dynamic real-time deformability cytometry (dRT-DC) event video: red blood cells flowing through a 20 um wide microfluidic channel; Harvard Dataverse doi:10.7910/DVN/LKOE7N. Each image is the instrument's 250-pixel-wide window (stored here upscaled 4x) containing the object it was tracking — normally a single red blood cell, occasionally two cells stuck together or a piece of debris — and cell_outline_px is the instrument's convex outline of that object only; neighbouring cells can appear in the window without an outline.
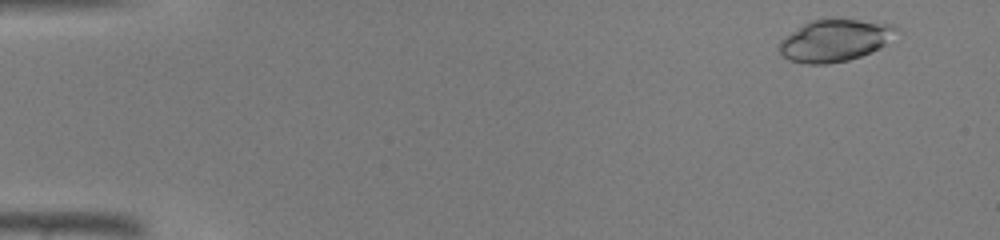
{"species": "common noctule bat (a hibernating species)", "species_latin": "Nyctalus noctula", "temperature_condition": "warm", "stored_images_in_passage": 45, "camera_frame_rate_fps": 3000, "um_per_image_px": 0.085, "animal": {"sex": "male", "body_mass_g": 19.0, "forearm_length_mm": 50.8}, "frame": {"image": 1, "passage_image": 3, "time_ms": 0.667, "image_size_px": [1000, 240], "cell_outline_px": [[900, 28], [880, 48], [872, 52], [848, 60], [828, 64], [804, 64], [788, 60], [780, 52], [780, 40], [784, 36], [808, 20], [824, 16], [836, 16], [896, 24]], "centroid_in_image_um": [70.96, 3.37], "position_along_channel_um": 14.0, "area_um2": 29.71}}
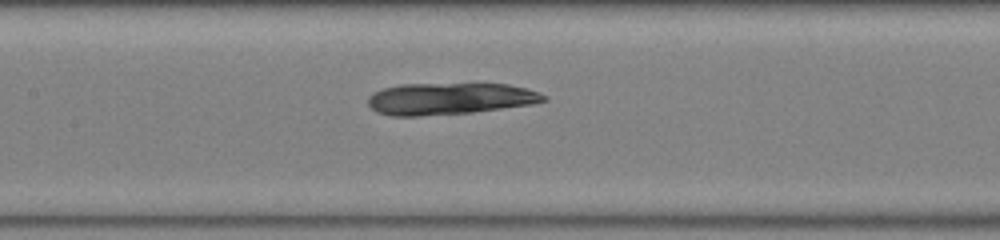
{"frame": {"image": 2, "passage_image": 22, "time_ms": 7.0, "image_size_px": [1000, 240], "cell_outline_px": [[548, 100], [532, 104], [472, 112], [420, 116], [392, 116], [376, 112], [368, 104], [368, 96], [372, 92], [384, 88], [400, 84], [508, 84], [528, 88], [540, 92], [548, 96]], "centroid_in_image_um": [38.23, 8.38], "position_along_channel_um": 169.2, "area_um2": 32.66}}
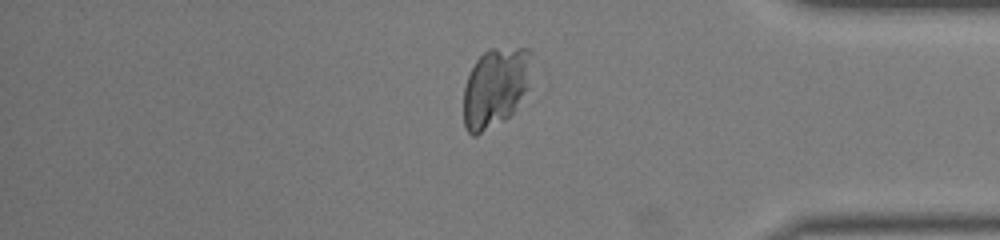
{"frame": {"image": 3, "passage_image": 38, "time_ms": 12.333, "image_size_px": [1000, 240], "cell_outline_px": [[532, 52], [528, 88], [512, 112], [504, 120], [476, 136], [472, 136], [468, 132], [464, 124], [464, 88], [468, 76], [476, 60], [484, 52], [492, 48], [528, 48]], "centroid_in_image_um": [42.1, 7.42], "position_along_channel_um": 393.1, "area_um2": 31.33}}